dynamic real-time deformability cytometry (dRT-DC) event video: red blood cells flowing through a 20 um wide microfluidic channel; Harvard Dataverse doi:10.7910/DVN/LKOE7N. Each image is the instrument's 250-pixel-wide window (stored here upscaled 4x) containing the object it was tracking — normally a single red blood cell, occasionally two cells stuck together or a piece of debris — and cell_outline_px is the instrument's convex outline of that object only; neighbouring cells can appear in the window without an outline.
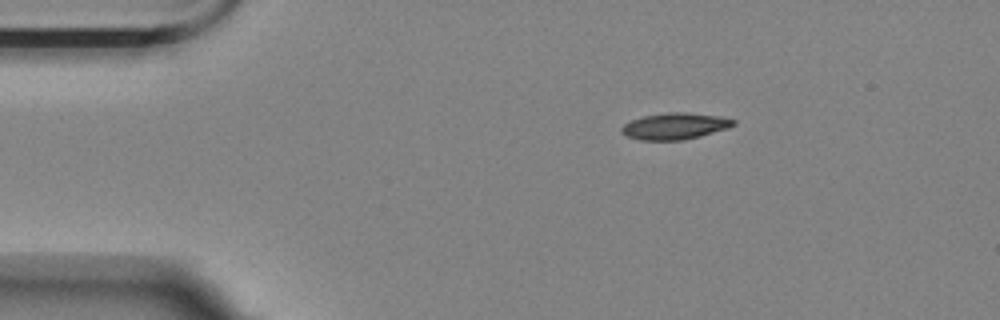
{"species": "Egyptian fruit bat (a non-hibernating species)", "species_latin": "Rousettus aegyptiacus", "temperature_condition": "room temperature", "stored_images_in_passage": 28, "camera_frame_rate_fps": 3000, "um_per_image_px": 0.085, "animal": {"sex": "female"}, "frame": {"image": 1, "passage_image": 1, "time_ms": 0.0, "image_size_px": [1000, 320], "cell_outline_px": [[736, 124], [728, 128], [700, 136], [684, 140], [640, 140], [628, 136], [620, 132], [620, 128], [624, 124], [632, 120], [644, 116], [668, 112], [684, 112], [720, 116], [736, 120]], "centroid_in_image_um": [57.37, 10.72], "position_along_channel_um": 27.6, "area_um2": 17.22}}
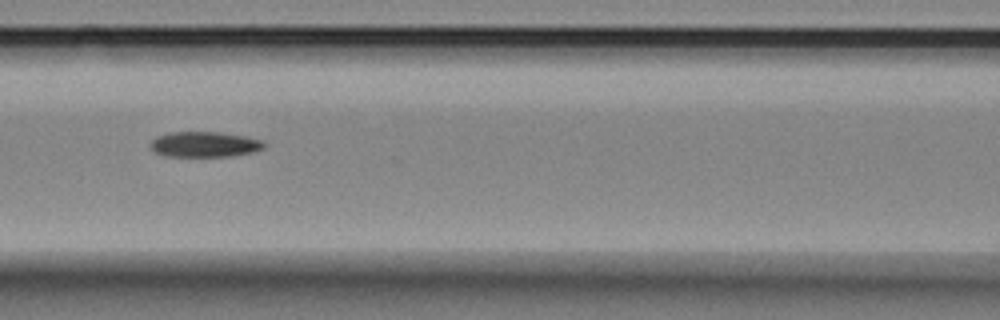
{"frame": {"image": 2, "passage_image": 16, "time_ms": 5.0, "image_size_px": [1000, 320], "cell_outline_px": [[268, 144], [264, 148], [252, 152], [232, 156], [164, 156], [156, 152], [148, 144], [156, 136], [172, 132], [220, 132], [244, 136], [264, 140]], "centroid_in_image_um": [17.42, 12.26], "position_along_channel_um": 149.2, "area_um2": 16.94}}
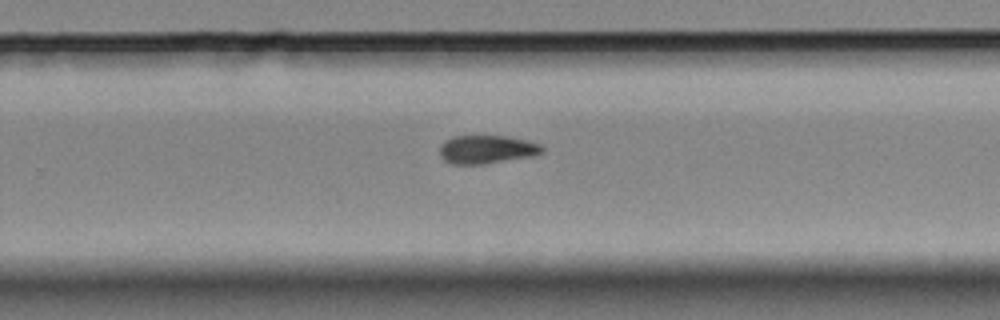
{"frame": {"image": 3, "passage_image": 28, "time_ms": 9.0, "image_size_px": [1000, 320], "cell_outline_px": [[544, 152], [532, 156], [484, 164], [452, 164], [444, 160], [440, 156], [440, 144], [444, 140], [452, 136], [508, 136], [528, 140], [540, 144], [544, 148]], "centroid_in_image_um": [41.37, 12.69], "position_along_channel_um": 288.4, "area_um2": 17.11}}